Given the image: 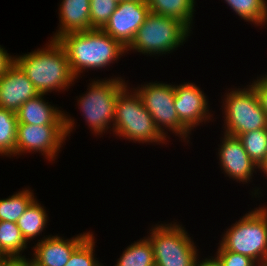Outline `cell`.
Wrapping results in <instances>:
<instances>
[{"instance_id":"cell-24","label":"cell","mask_w":267,"mask_h":266,"mask_svg":"<svg viewBox=\"0 0 267 266\" xmlns=\"http://www.w3.org/2000/svg\"><path fill=\"white\" fill-rule=\"evenodd\" d=\"M34 199V195L29 189L13 194L7 199H1L0 221L16 223Z\"/></svg>"},{"instance_id":"cell-25","label":"cell","mask_w":267,"mask_h":266,"mask_svg":"<svg viewBox=\"0 0 267 266\" xmlns=\"http://www.w3.org/2000/svg\"><path fill=\"white\" fill-rule=\"evenodd\" d=\"M238 138L258 168L264 162L267 155V128L240 134Z\"/></svg>"},{"instance_id":"cell-17","label":"cell","mask_w":267,"mask_h":266,"mask_svg":"<svg viewBox=\"0 0 267 266\" xmlns=\"http://www.w3.org/2000/svg\"><path fill=\"white\" fill-rule=\"evenodd\" d=\"M60 27L52 39L64 34L90 30V0H63L60 4Z\"/></svg>"},{"instance_id":"cell-34","label":"cell","mask_w":267,"mask_h":266,"mask_svg":"<svg viewBox=\"0 0 267 266\" xmlns=\"http://www.w3.org/2000/svg\"><path fill=\"white\" fill-rule=\"evenodd\" d=\"M10 266H24V258L15 259Z\"/></svg>"},{"instance_id":"cell-14","label":"cell","mask_w":267,"mask_h":266,"mask_svg":"<svg viewBox=\"0 0 267 266\" xmlns=\"http://www.w3.org/2000/svg\"><path fill=\"white\" fill-rule=\"evenodd\" d=\"M222 144L218 152L222 170L229 178L246 183L250 181L257 166L245 151L240 139L224 133Z\"/></svg>"},{"instance_id":"cell-28","label":"cell","mask_w":267,"mask_h":266,"mask_svg":"<svg viewBox=\"0 0 267 266\" xmlns=\"http://www.w3.org/2000/svg\"><path fill=\"white\" fill-rule=\"evenodd\" d=\"M218 259L222 263V266H254L255 261L246 255L227 251L221 245L218 248Z\"/></svg>"},{"instance_id":"cell-30","label":"cell","mask_w":267,"mask_h":266,"mask_svg":"<svg viewBox=\"0 0 267 266\" xmlns=\"http://www.w3.org/2000/svg\"><path fill=\"white\" fill-rule=\"evenodd\" d=\"M4 49L0 45V76L14 63V57Z\"/></svg>"},{"instance_id":"cell-8","label":"cell","mask_w":267,"mask_h":266,"mask_svg":"<svg viewBox=\"0 0 267 266\" xmlns=\"http://www.w3.org/2000/svg\"><path fill=\"white\" fill-rule=\"evenodd\" d=\"M127 86L120 77L94 81L78 100L83 116L95 134H103L114 123L118 94Z\"/></svg>"},{"instance_id":"cell-9","label":"cell","mask_w":267,"mask_h":266,"mask_svg":"<svg viewBox=\"0 0 267 266\" xmlns=\"http://www.w3.org/2000/svg\"><path fill=\"white\" fill-rule=\"evenodd\" d=\"M139 89H134L140 96L145 109L151 114L156 127L164 135L166 128L173 133L179 134L186 139L190 130L179 120L175 106L174 85L165 83H148L141 85ZM165 129H163L164 127Z\"/></svg>"},{"instance_id":"cell-26","label":"cell","mask_w":267,"mask_h":266,"mask_svg":"<svg viewBox=\"0 0 267 266\" xmlns=\"http://www.w3.org/2000/svg\"><path fill=\"white\" fill-rule=\"evenodd\" d=\"M118 3V0H90V30L102 29Z\"/></svg>"},{"instance_id":"cell-36","label":"cell","mask_w":267,"mask_h":266,"mask_svg":"<svg viewBox=\"0 0 267 266\" xmlns=\"http://www.w3.org/2000/svg\"><path fill=\"white\" fill-rule=\"evenodd\" d=\"M257 266H267V260L266 261H261L257 263Z\"/></svg>"},{"instance_id":"cell-13","label":"cell","mask_w":267,"mask_h":266,"mask_svg":"<svg viewBox=\"0 0 267 266\" xmlns=\"http://www.w3.org/2000/svg\"><path fill=\"white\" fill-rule=\"evenodd\" d=\"M38 94L15 62L0 76V107L6 110L16 113L21 105Z\"/></svg>"},{"instance_id":"cell-18","label":"cell","mask_w":267,"mask_h":266,"mask_svg":"<svg viewBox=\"0 0 267 266\" xmlns=\"http://www.w3.org/2000/svg\"><path fill=\"white\" fill-rule=\"evenodd\" d=\"M146 2L150 12L178 19L191 29L195 11L194 0H146Z\"/></svg>"},{"instance_id":"cell-23","label":"cell","mask_w":267,"mask_h":266,"mask_svg":"<svg viewBox=\"0 0 267 266\" xmlns=\"http://www.w3.org/2000/svg\"><path fill=\"white\" fill-rule=\"evenodd\" d=\"M242 19L254 24L267 22L266 0H224Z\"/></svg>"},{"instance_id":"cell-7","label":"cell","mask_w":267,"mask_h":266,"mask_svg":"<svg viewBox=\"0 0 267 266\" xmlns=\"http://www.w3.org/2000/svg\"><path fill=\"white\" fill-rule=\"evenodd\" d=\"M248 86L225 95V134L238 137L246 132L267 128V114L253 86Z\"/></svg>"},{"instance_id":"cell-11","label":"cell","mask_w":267,"mask_h":266,"mask_svg":"<svg viewBox=\"0 0 267 266\" xmlns=\"http://www.w3.org/2000/svg\"><path fill=\"white\" fill-rule=\"evenodd\" d=\"M149 12L146 0L120 1L102 30L127 48Z\"/></svg>"},{"instance_id":"cell-29","label":"cell","mask_w":267,"mask_h":266,"mask_svg":"<svg viewBox=\"0 0 267 266\" xmlns=\"http://www.w3.org/2000/svg\"><path fill=\"white\" fill-rule=\"evenodd\" d=\"M252 86L257 92L262 109L267 114V75L257 78V81L255 80Z\"/></svg>"},{"instance_id":"cell-21","label":"cell","mask_w":267,"mask_h":266,"mask_svg":"<svg viewBox=\"0 0 267 266\" xmlns=\"http://www.w3.org/2000/svg\"><path fill=\"white\" fill-rule=\"evenodd\" d=\"M115 266H155L153 247L149 239H140L128 246Z\"/></svg>"},{"instance_id":"cell-20","label":"cell","mask_w":267,"mask_h":266,"mask_svg":"<svg viewBox=\"0 0 267 266\" xmlns=\"http://www.w3.org/2000/svg\"><path fill=\"white\" fill-rule=\"evenodd\" d=\"M17 223L0 221V252L14 259L25 258L21 256L27 247Z\"/></svg>"},{"instance_id":"cell-19","label":"cell","mask_w":267,"mask_h":266,"mask_svg":"<svg viewBox=\"0 0 267 266\" xmlns=\"http://www.w3.org/2000/svg\"><path fill=\"white\" fill-rule=\"evenodd\" d=\"M47 218L44 207L34 199L16 222L26 242L40 236L46 227Z\"/></svg>"},{"instance_id":"cell-3","label":"cell","mask_w":267,"mask_h":266,"mask_svg":"<svg viewBox=\"0 0 267 266\" xmlns=\"http://www.w3.org/2000/svg\"><path fill=\"white\" fill-rule=\"evenodd\" d=\"M128 90L126 86L117 96L113 132L134 142L164 143L167 135L156 127L137 92Z\"/></svg>"},{"instance_id":"cell-22","label":"cell","mask_w":267,"mask_h":266,"mask_svg":"<svg viewBox=\"0 0 267 266\" xmlns=\"http://www.w3.org/2000/svg\"><path fill=\"white\" fill-rule=\"evenodd\" d=\"M17 114L0 107V154L16 155Z\"/></svg>"},{"instance_id":"cell-6","label":"cell","mask_w":267,"mask_h":266,"mask_svg":"<svg viewBox=\"0 0 267 266\" xmlns=\"http://www.w3.org/2000/svg\"><path fill=\"white\" fill-rule=\"evenodd\" d=\"M183 228L171 223L150 230L147 238L153 247L155 266H195L197 249Z\"/></svg>"},{"instance_id":"cell-10","label":"cell","mask_w":267,"mask_h":266,"mask_svg":"<svg viewBox=\"0 0 267 266\" xmlns=\"http://www.w3.org/2000/svg\"><path fill=\"white\" fill-rule=\"evenodd\" d=\"M74 127V119L65 114V125H31L17 123L16 155L25 152H41L48 160H54L66 136Z\"/></svg>"},{"instance_id":"cell-33","label":"cell","mask_w":267,"mask_h":266,"mask_svg":"<svg viewBox=\"0 0 267 266\" xmlns=\"http://www.w3.org/2000/svg\"><path fill=\"white\" fill-rule=\"evenodd\" d=\"M258 168L259 170L261 169L262 172H264V174H266L267 176V155H266L264 162Z\"/></svg>"},{"instance_id":"cell-16","label":"cell","mask_w":267,"mask_h":266,"mask_svg":"<svg viewBox=\"0 0 267 266\" xmlns=\"http://www.w3.org/2000/svg\"><path fill=\"white\" fill-rule=\"evenodd\" d=\"M38 94L20 106L16 112L18 123L31 125H65V113L44 101Z\"/></svg>"},{"instance_id":"cell-1","label":"cell","mask_w":267,"mask_h":266,"mask_svg":"<svg viewBox=\"0 0 267 266\" xmlns=\"http://www.w3.org/2000/svg\"><path fill=\"white\" fill-rule=\"evenodd\" d=\"M65 50L72 74L77 79L85 69H102L117 61L126 48L102 29L71 32L57 39Z\"/></svg>"},{"instance_id":"cell-4","label":"cell","mask_w":267,"mask_h":266,"mask_svg":"<svg viewBox=\"0 0 267 266\" xmlns=\"http://www.w3.org/2000/svg\"><path fill=\"white\" fill-rule=\"evenodd\" d=\"M190 29L180 20L149 12L126 51L142 54H166L183 45Z\"/></svg>"},{"instance_id":"cell-27","label":"cell","mask_w":267,"mask_h":266,"mask_svg":"<svg viewBox=\"0 0 267 266\" xmlns=\"http://www.w3.org/2000/svg\"><path fill=\"white\" fill-rule=\"evenodd\" d=\"M94 236L91 234L71 255L65 266H99L94 257Z\"/></svg>"},{"instance_id":"cell-35","label":"cell","mask_w":267,"mask_h":266,"mask_svg":"<svg viewBox=\"0 0 267 266\" xmlns=\"http://www.w3.org/2000/svg\"><path fill=\"white\" fill-rule=\"evenodd\" d=\"M24 266H38V265L31 259L28 260L27 258H24Z\"/></svg>"},{"instance_id":"cell-12","label":"cell","mask_w":267,"mask_h":266,"mask_svg":"<svg viewBox=\"0 0 267 266\" xmlns=\"http://www.w3.org/2000/svg\"><path fill=\"white\" fill-rule=\"evenodd\" d=\"M174 106L179 120L191 131L193 127L210 119L208 101L204 93L193 83L174 85Z\"/></svg>"},{"instance_id":"cell-31","label":"cell","mask_w":267,"mask_h":266,"mask_svg":"<svg viewBox=\"0 0 267 266\" xmlns=\"http://www.w3.org/2000/svg\"><path fill=\"white\" fill-rule=\"evenodd\" d=\"M197 261L198 260H196L195 262V266H222V263L220 262L217 256L215 258L211 257L210 259L206 258L202 262L198 261L199 263Z\"/></svg>"},{"instance_id":"cell-37","label":"cell","mask_w":267,"mask_h":266,"mask_svg":"<svg viewBox=\"0 0 267 266\" xmlns=\"http://www.w3.org/2000/svg\"><path fill=\"white\" fill-rule=\"evenodd\" d=\"M118 1L120 2V1H131V0H118ZM138 1H143V0H138Z\"/></svg>"},{"instance_id":"cell-32","label":"cell","mask_w":267,"mask_h":266,"mask_svg":"<svg viewBox=\"0 0 267 266\" xmlns=\"http://www.w3.org/2000/svg\"><path fill=\"white\" fill-rule=\"evenodd\" d=\"M14 261L15 259L11 256L0 255V266H10Z\"/></svg>"},{"instance_id":"cell-2","label":"cell","mask_w":267,"mask_h":266,"mask_svg":"<svg viewBox=\"0 0 267 266\" xmlns=\"http://www.w3.org/2000/svg\"><path fill=\"white\" fill-rule=\"evenodd\" d=\"M14 62L26 74L39 94L66 90L74 82L66 53L58 40L51 39L47 47L14 57Z\"/></svg>"},{"instance_id":"cell-5","label":"cell","mask_w":267,"mask_h":266,"mask_svg":"<svg viewBox=\"0 0 267 266\" xmlns=\"http://www.w3.org/2000/svg\"><path fill=\"white\" fill-rule=\"evenodd\" d=\"M220 245L232 251L250 257L255 262L267 260V208L246 213L226 231Z\"/></svg>"},{"instance_id":"cell-15","label":"cell","mask_w":267,"mask_h":266,"mask_svg":"<svg viewBox=\"0 0 267 266\" xmlns=\"http://www.w3.org/2000/svg\"><path fill=\"white\" fill-rule=\"evenodd\" d=\"M91 235L90 232L64 240L59 236H48L38 241L34 249V261L38 266H65L72 253Z\"/></svg>"}]
</instances>
